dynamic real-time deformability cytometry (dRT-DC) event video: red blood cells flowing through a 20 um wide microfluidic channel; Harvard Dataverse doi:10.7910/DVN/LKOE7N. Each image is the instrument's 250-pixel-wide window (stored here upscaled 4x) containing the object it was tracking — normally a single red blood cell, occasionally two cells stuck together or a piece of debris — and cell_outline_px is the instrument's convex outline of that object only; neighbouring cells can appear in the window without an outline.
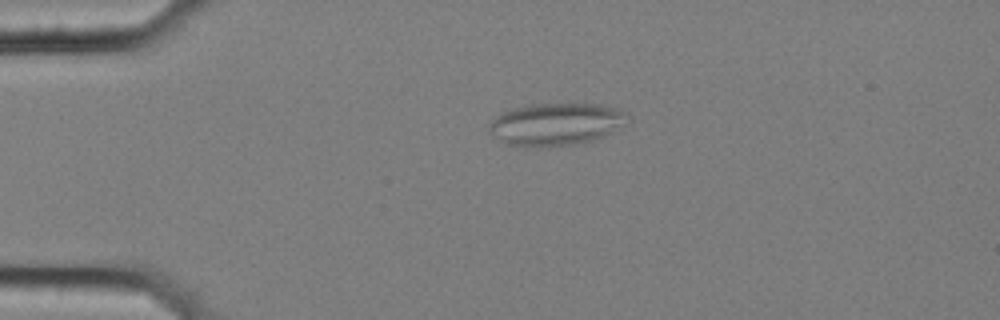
{"species": "common noctule bat (a hibernating species)", "species_latin": "Nyctalus noctula", "temperature_condition": "cold", "stored_images_in_passage": 57, "camera_frame_rate_fps": 3000, "um_per_image_px": 0.085, "animal": {"sex": "female", "body_mass_g": 25.1}, "frame": {"image": 1, "passage_image": 13, "time_ms": 4.0, "image_size_px": [1000, 320], "cell_outline_px": [[628, 116], [604, 136], [592, 140], [576, 144], [540, 148], [524, 148], [508, 144], [500, 140], [488, 132], [488, 124], [496, 116], [512, 108], [532, 104], [604, 104], [628, 112]], "centroid_in_image_um": [47.16, 10.57], "position_along_channel_um": 37.8, "area_um2": 34.16}}
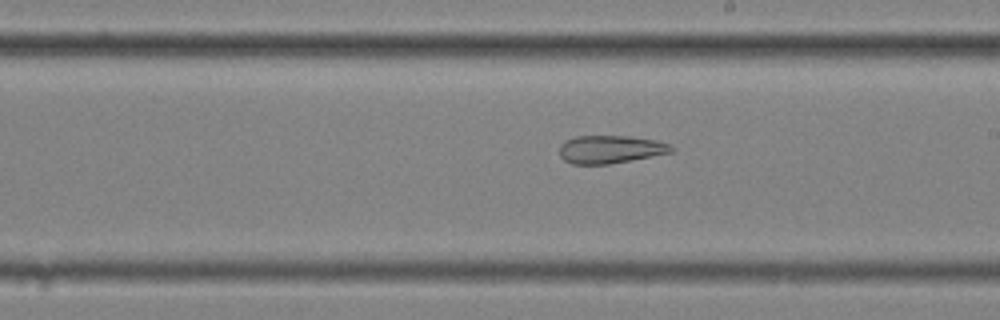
{"frame": {"image": 2, "passage_image": 33, "time_ms": 10.667, "image_size_px": [1000, 320], "cell_outline_px": [[676, 148], [672, 152], [608, 164], [572, 164], [564, 160], [560, 156], [560, 144], [564, 140], [576, 136], [628, 136], [656, 140], [668, 144]], "centroid_in_image_um": [51.85, 12.69], "position_along_channel_um": 237.2, "area_um2": 18.15}}
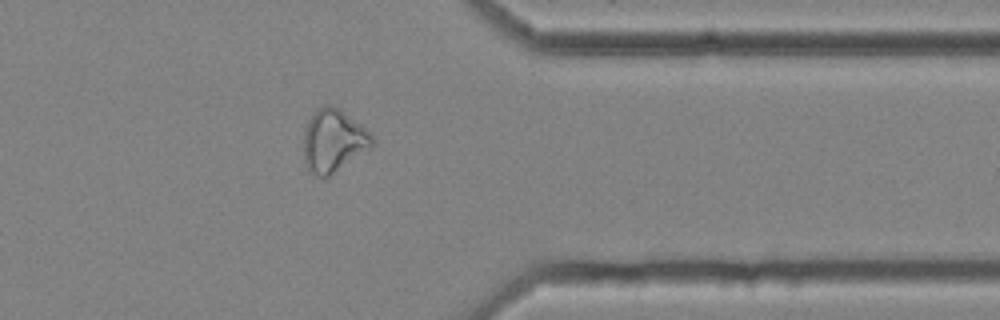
{"frame": {"image": 3, "passage_image": 46, "time_ms": 15.0, "image_size_px": [1000, 320], "cell_outline_px": [[376, 144], [372, 148], [328, 176], [316, 176], [308, 172], [304, 160], [304, 128], [308, 120], [316, 108], [324, 104], [332, 104], [340, 108], [360, 124], [372, 136]], "centroid_in_image_um": [28.33, 11.94], "position_along_channel_um": 383.1, "area_um2": 25.32}, "authors_computed_cell_mechanics": {"area_um2": 26.299, "velocity_mm_per_s": 3.5523, "shape_relaxation_time_tau1_ms": null, "shape_relaxation_time_tau2_ms": 4.4867, "deformation_change_tau1": null, "deformation_change_tau2": 0.1512}}